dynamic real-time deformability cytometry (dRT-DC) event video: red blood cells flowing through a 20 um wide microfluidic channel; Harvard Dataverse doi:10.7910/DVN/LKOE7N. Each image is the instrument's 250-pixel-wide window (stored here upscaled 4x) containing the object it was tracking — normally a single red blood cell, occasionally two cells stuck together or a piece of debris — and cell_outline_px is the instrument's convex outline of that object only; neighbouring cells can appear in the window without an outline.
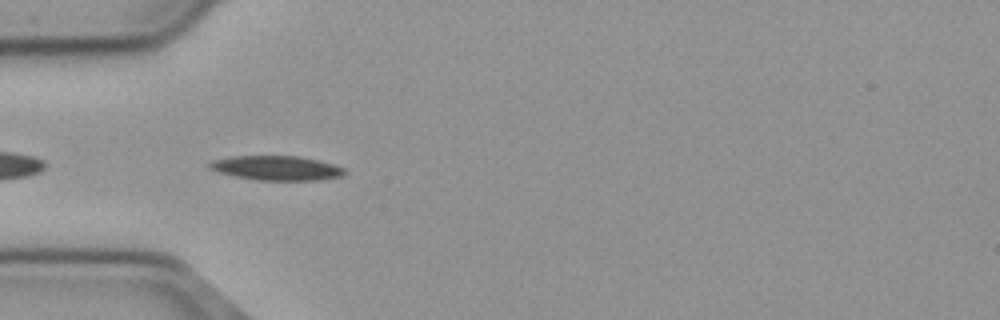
{"species": "common noctule bat (a hibernating species)", "species_latin": "Nyctalus noctula", "temperature_condition": "cold", "stored_images_in_passage": 40, "camera_frame_rate_fps": 3000, "um_per_image_px": 0.085, "animal": {"sex": "male", "body_mass_g": 23.1, "forearm_length_mm": 52.7}, "frame": {"image": 1, "passage_image": 2, "time_ms": 0.333, "image_size_px": [1000, 320], "cell_outline_px": [[348, 172], [344, 176], [320, 180], [256, 180], [236, 176], [220, 172], [208, 168], [208, 164], [212, 160], [232, 156], [300, 156], [332, 164], [344, 168]], "centroid_in_image_um": [23.53, 14.28], "position_along_channel_um": 61.5, "area_um2": 19.25}}
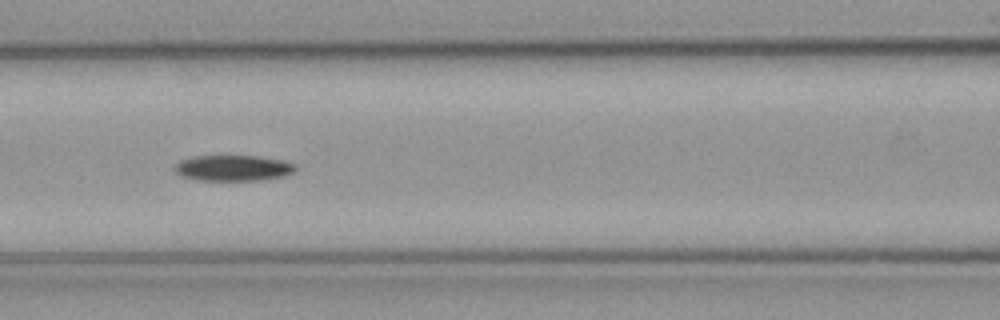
{"frame": {"image": 2, "passage_image": 9, "time_ms": 2.667, "image_size_px": [1000, 320], "cell_outline_px": [[296, 172], [284, 176], [264, 180], [196, 180], [180, 176], [172, 168], [180, 160], [196, 156], [256, 156], [284, 160], [296, 164]], "centroid_in_image_um": [19.84, 14.29], "position_along_channel_um": 146.8, "area_um2": 18.38}}
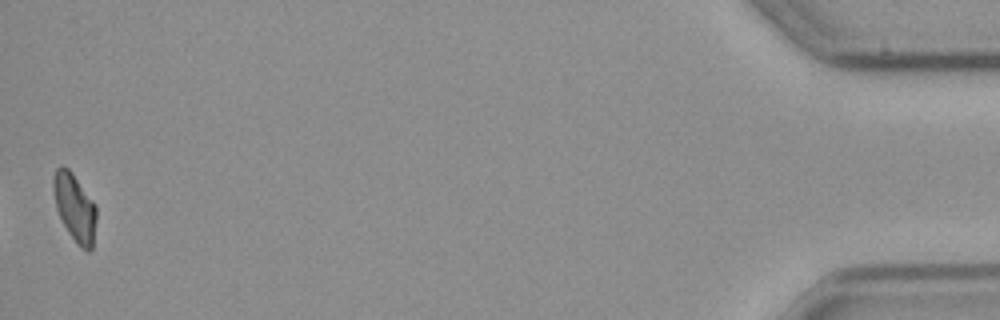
{"frame": {"image": 3, "passage_image": 40, "time_ms": 13.0, "image_size_px": [1000, 320], "cell_outline_px": [[96, 220], [92, 252], [88, 252], [80, 248], [68, 232], [56, 208], [52, 188], [52, 176], [56, 168], [60, 164], [68, 168], [72, 172], [96, 204]], "centroid_in_image_um": [6.35, 17.63], "position_along_channel_um": 428.8, "area_um2": 17.28}, "authors_computed_cell_mechanics": {"area_um2": 18.1781, "velocity_mm_per_s": 3.6917, "shape_relaxation_time_tau1_ms": 7.4446, "shape_relaxation_time_tau2_ms": null, "deformation_change_tau1": 0.1545, "deformation_change_tau2": null}}